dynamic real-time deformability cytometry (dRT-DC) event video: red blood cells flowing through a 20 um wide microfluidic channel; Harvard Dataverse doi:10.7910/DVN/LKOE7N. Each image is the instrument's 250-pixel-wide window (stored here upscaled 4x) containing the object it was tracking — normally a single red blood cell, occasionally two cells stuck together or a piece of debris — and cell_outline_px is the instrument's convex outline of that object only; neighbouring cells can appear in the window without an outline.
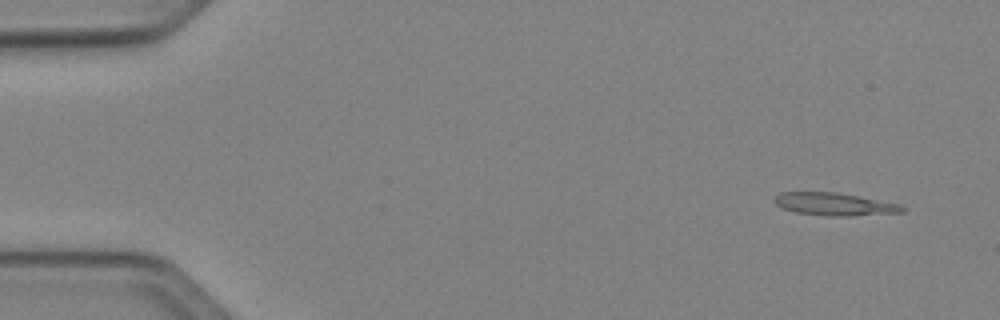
{"species": "Egyptian fruit bat (a non-hibernating species)", "species_latin": "Rousettus aegyptiacus", "temperature_condition": "cold", "stored_images_in_passage": 2, "camera_frame_rate_fps": 3000, "um_per_image_px": 0.085, "animal": {"sex": "female"}, "frame": {"image": 1, "passage_image": 2, "time_ms": 2.333, "image_size_px": [1000, 320], "cell_outline_px": [[904, 212], [848, 216], [832, 216], [796, 212], [784, 208], [776, 204], [772, 200], [780, 192], [836, 192], [900, 204], [904, 208]], "centroid_in_image_um": [70.91, 17.35], "position_along_channel_um": 14.1, "area_um2": 16.65}}